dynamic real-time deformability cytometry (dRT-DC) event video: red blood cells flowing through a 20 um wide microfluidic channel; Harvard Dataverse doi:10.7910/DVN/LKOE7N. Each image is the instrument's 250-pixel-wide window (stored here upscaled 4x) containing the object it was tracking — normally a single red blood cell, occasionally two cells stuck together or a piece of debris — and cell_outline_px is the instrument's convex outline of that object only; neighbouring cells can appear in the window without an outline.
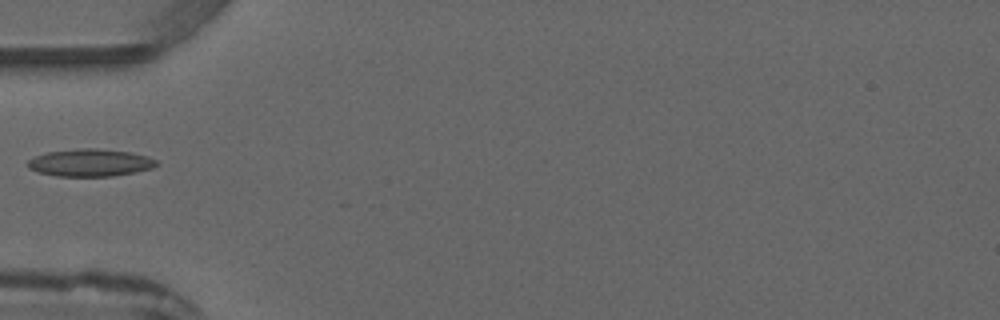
{"species": "common noctule bat (a hibernating species)", "species_latin": "Nyctalus noctula", "temperature_condition": "warm", "stored_images_in_passage": 1, "camera_frame_rate_fps": 3000, "um_per_image_px": 0.085, "animal": {"sex": "male", "forearm_length_mm": 52.5}, "frame": {"image": 1, "passage_image": 1, "time_ms": 0.0, "image_size_px": [1000, 320], "cell_outline_px": [[160, 164], [152, 168], [136, 172], [112, 176], [56, 176], [36, 172], [28, 168], [28, 160], [36, 156], [48, 152], [84, 148], [96, 148], [128, 152], [148, 156], [156, 160]], "centroid_in_image_um": [7.68, 13.84], "position_along_channel_um": 77.3, "area_um2": 20.52}}